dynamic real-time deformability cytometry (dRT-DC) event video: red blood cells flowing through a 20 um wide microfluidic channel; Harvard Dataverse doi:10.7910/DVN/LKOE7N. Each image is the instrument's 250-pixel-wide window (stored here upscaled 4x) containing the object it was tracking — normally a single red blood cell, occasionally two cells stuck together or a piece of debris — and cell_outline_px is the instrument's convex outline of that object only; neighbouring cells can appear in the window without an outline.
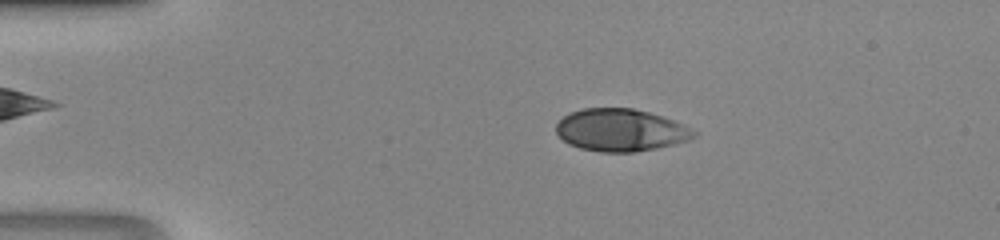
{"species": "human", "species_latin": "Homo sapiens", "temperature_condition": "room temperature", "stored_images_in_passage": 46, "camera_frame_rate_fps": 3000, "um_per_image_px": 0.085, "donor": {"sex": "male"}, "frame": {"image": 1, "passage_image": 9, "time_ms": 2.667, "image_size_px": [1000, 240], "cell_outline_px": [[700, 132], [696, 136], [688, 140], [656, 148], [632, 152], [604, 152], [580, 148], [568, 144], [556, 132], [556, 124], [564, 116], [580, 108], [632, 108], [648, 112], [684, 124]], "centroid_in_image_um": [52.77, 11.05], "position_along_channel_um": 32.2, "area_um2": 33.87}}
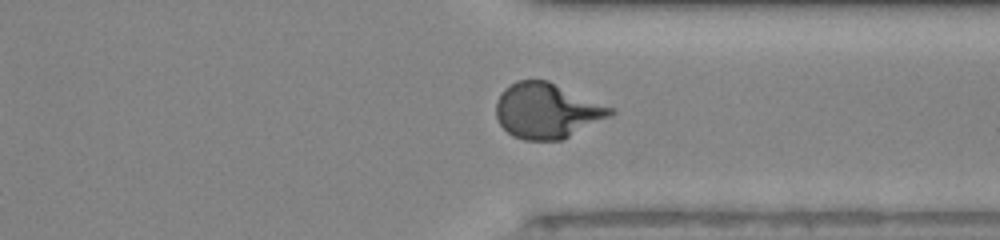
{"frame": {"image": 2, "passage_image": 35, "time_ms": 11.333, "image_size_px": [1000, 240], "cell_outline_px": [[616, 112], [560, 140], [524, 140], [512, 136], [500, 124], [496, 116], [496, 100], [500, 92], [504, 88], [516, 80], [548, 80], [616, 108]], "centroid_in_image_um": [46.46, 9.38], "position_along_channel_um": 364.9, "area_um2": 36.76}}
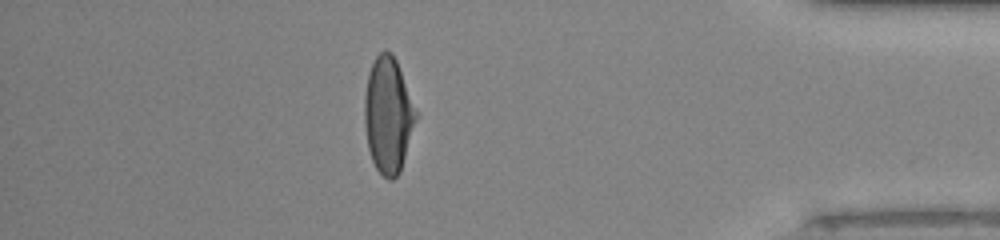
{"frame": {"image": 3, "passage_image": 40, "time_ms": 13.0, "image_size_px": [1000, 240], "cell_outline_px": [[416, 120], [400, 172], [392, 180], [388, 180], [376, 168], [372, 160], [368, 148], [364, 120], [364, 96], [368, 72], [376, 56], [380, 52], [392, 52], [396, 60], [416, 112]], "centroid_in_image_um": [32.96, 9.8], "position_along_channel_um": 402.2, "area_um2": 34.16}}